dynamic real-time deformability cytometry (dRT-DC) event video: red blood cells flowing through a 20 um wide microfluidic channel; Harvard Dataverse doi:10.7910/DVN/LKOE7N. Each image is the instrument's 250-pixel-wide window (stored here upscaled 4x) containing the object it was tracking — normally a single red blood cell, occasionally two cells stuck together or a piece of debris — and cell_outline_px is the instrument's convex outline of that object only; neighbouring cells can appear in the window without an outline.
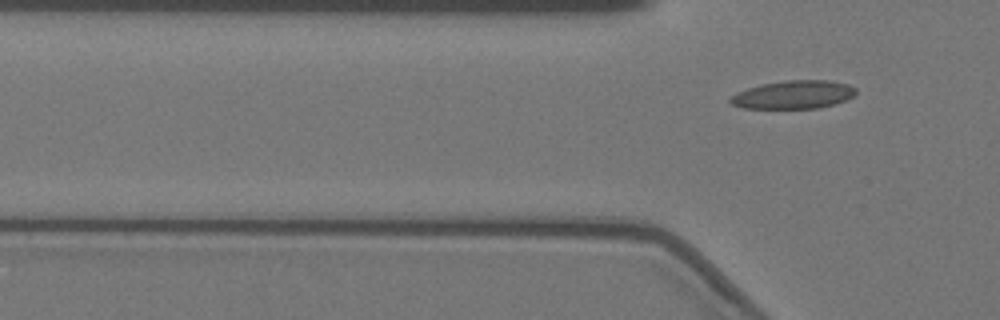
{"species": "Egyptian fruit bat (a non-hibernating species)", "species_latin": "Rousettus aegyptiacus", "temperature_condition": "warm", "stored_images_in_passage": 2, "camera_frame_rate_fps": 3000, "um_per_image_px": 0.085, "animal": {"sex": "female"}, "frame": {"image": 1, "passage_image": 2, "time_ms": 0.333, "image_size_px": [1000, 320], "cell_outline_px": [[856, 92], [852, 96], [844, 100], [820, 108], [744, 108], [732, 104], [728, 100], [736, 92], [760, 84], [788, 80], [832, 80], [848, 84], [856, 88]], "centroid_in_image_um": [67.44, 8.03], "position_along_channel_um": 58.4, "area_um2": 20.58}}